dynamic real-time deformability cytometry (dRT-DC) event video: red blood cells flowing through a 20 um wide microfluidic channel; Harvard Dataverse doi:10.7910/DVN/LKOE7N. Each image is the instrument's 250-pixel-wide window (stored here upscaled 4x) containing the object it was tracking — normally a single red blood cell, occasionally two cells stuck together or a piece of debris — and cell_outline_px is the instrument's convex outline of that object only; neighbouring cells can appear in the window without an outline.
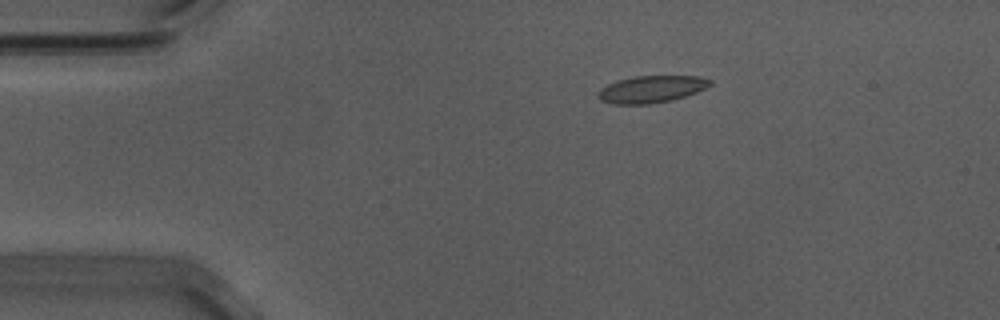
{"species": "Egyptian fruit bat (a non-hibernating species)", "species_latin": "Rousettus aegyptiacus", "temperature_condition": "warm", "stored_images_in_passage": 46, "camera_frame_rate_fps": 3000, "um_per_image_px": 0.085, "animal": {"sex": "male"}, "frame": {"image": 1, "passage_image": 1, "time_ms": 0.0, "image_size_px": [1000, 320], "cell_outline_px": [[712, 84], [696, 92], [672, 100], [648, 104], [612, 104], [600, 100], [596, 96], [596, 92], [600, 88], [616, 80], [636, 76], [700, 76], [712, 80]], "centroid_in_image_um": [55.32, 7.58], "position_along_channel_um": 29.7, "area_um2": 17.74}}
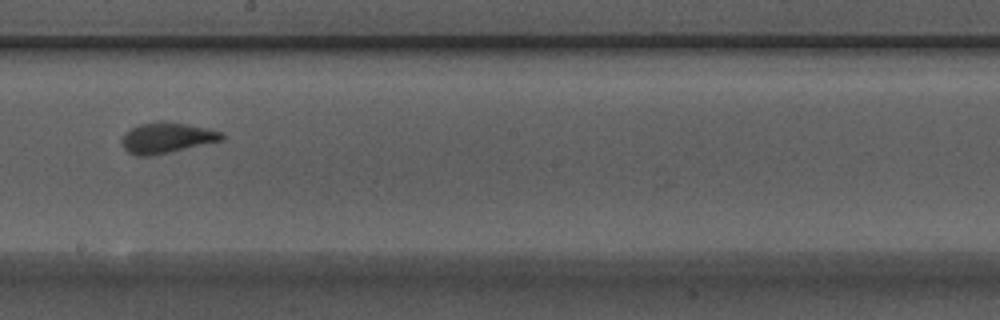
{"frame": {"image": 2, "passage_image": 22, "time_ms": 7.0, "image_size_px": [1000, 320], "cell_outline_px": [[224, 140], [152, 156], [136, 156], [128, 152], [124, 148], [120, 140], [124, 132], [140, 124], [160, 120], [208, 128], [220, 132], [224, 136]], "centroid_in_image_um": [14.13, 11.72], "position_along_channel_um": 234.1, "area_um2": 17.92}}
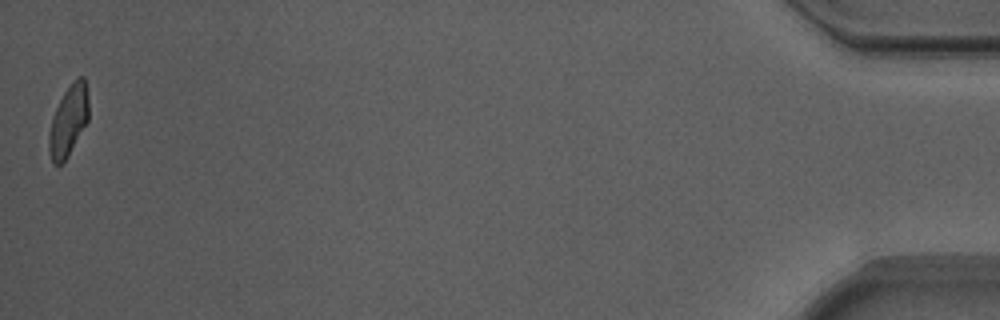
{"frame": {"image": 3, "passage_image": 46, "time_ms": 15.0, "image_size_px": [1000, 320], "cell_outline_px": [[88, 120], [68, 156], [60, 164], [52, 164], [48, 148], [48, 136], [52, 116], [64, 92], [72, 80], [80, 76], [84, 76], [88, 96]], "centroid_in_image_um": [5.81, 10.24], "position_along_channel_um": 429.4, "area_um2": 16.36}, "authors_computed_cell_mechanics": {"area_um2": 17.1666, "velocity_mm_per_s": 3.7048, "shape_relaxation_time_tau1_ms": 9.3175, "shape_relaxation_time_tau2_ms": 0.8935, "deformation_change_tau1": 0.2272, "deformation_change_tau2": 0.0862}}